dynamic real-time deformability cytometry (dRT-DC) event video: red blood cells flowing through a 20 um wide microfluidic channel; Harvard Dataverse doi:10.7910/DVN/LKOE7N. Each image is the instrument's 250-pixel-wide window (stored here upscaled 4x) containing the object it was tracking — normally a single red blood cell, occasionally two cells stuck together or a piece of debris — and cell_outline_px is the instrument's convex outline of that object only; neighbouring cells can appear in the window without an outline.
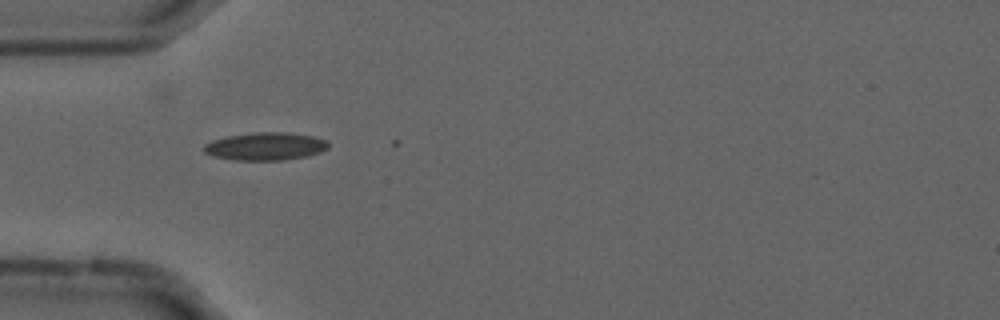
{"species": "common noctule bat (a hibernating species)", "species_latin": "Nyctalus noctula", "temperature_condition": "cold", "stored_images_in_passage": 2, "camera_frame_rate_fps": 3000, "um_per_image_px": 0.085, "animal": {"sex": "male", "forearm_length_mm": 52.5}, "frame": {"image": 1, "passage_image": 1, "time_ms": 0.0, "image_size_px": [1000, 320], "cell_outline_px": [[328, 148], [320, 152], [308, 156], [284, 160], [236, 160], [212, 156], [204, 152], [204, 144], [212, 140], [228, 136], [256, 132], [284, 132], [312, 136], [324, 140], [328, 144]], "centroid_in_image_um": [22.54, 12.44], "position_along_channel_um": 62.5, "area_um2": 20.06}}